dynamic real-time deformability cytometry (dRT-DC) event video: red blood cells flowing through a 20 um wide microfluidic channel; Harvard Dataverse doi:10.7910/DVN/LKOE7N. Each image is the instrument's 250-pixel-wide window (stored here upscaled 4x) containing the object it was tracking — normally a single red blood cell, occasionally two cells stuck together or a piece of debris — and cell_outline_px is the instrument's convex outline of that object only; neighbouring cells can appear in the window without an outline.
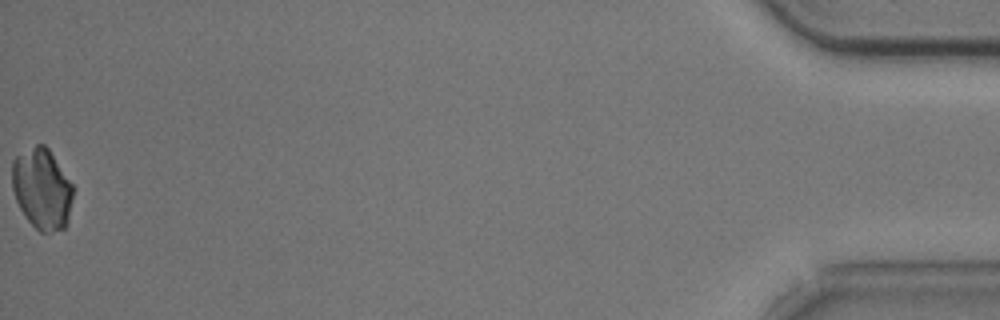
{"species": "common noctule bat (a hibernating species)", "species_latin": "Nyctalus noctula", "temperature_condition": "cold", "stored_images_in_passage": 40, "camera_frame_rate_fps": 3000, "um_per_image_px": 0.085, "animal": {"sex": "male", "body_mass_g": 20.5, "forearm_length_mm": 52.5}, "frame": {"image": 1, "passage_image": 40, "time_ms": 13.0, "image_size_px": [1000, 320], "cell_outline_px": [[76, 188], [68, 220], [64, 228], [48, 232], [40, 232], [24, 216], [16, 200], [12, 188], [12, 160], [16, 156], [36, 144], [44, 144], [48, 148]], "centroid_in_image_um": [3.59, 16.04], "position_along_channel_um": 431.6, "area_um2": 29.02}}